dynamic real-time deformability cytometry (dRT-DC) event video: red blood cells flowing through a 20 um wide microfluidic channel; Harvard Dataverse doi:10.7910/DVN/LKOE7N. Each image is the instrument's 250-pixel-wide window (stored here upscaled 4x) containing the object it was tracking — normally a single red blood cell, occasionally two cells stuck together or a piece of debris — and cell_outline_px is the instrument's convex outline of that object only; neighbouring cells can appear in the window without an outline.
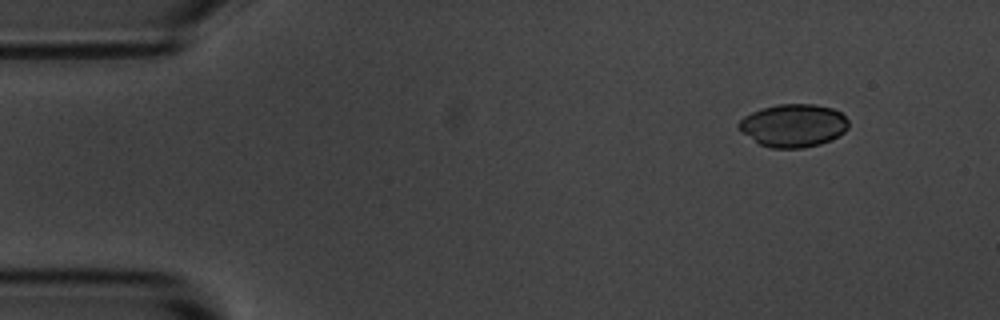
{"species": "common noctule bat (a hibernating species)", "species_latin": "Nyctalus noctula", "temperature_condition": "room temperature", "stored_images_in_passage": 4, "camera_frame_rate_fps": 3000, "um_per_image_px": 0.085, "animal": {"sex": "male", "body_mass_g": 20.1, "forearm_length_mm": 53.5}, "frame": {"image": 1, "passage_image": 2, "time_ms": 1.0, "image_size_px": [1000, 320], "cell_outline_px": [[848, 128], [844, 132], [820, 144], [804, 148], [772, 148], [760, 144], [744, 132], [736, 124], [744, 116], [752, 112], [776, 104], [816, 104], [832, 108], [840, 112], [848, 120]], "centroid_in_image_um": [67.45, 10.65], "position_along_channel_um": 17.5, "area_um2": 27.17}}
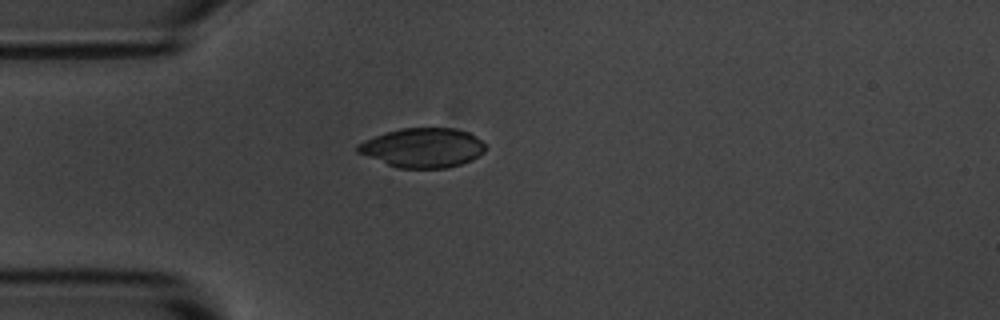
{"frame": {"image": 2, "passage_image": 4, "time_ms": 4.0, "image_size_px": [1000, 320], "cell_outline_px": [[488, 144], [484, 152], [472, 160], [448, 168], [396, 168], [356, 152], [356, 144], [364, 140], [400, 128], [456, 128], [468, 132], [476, 136]], "centroid_in_image_um": [35.96, 12.56], "position_along_channel_um": 49.0, "area_um2": 29.59}}